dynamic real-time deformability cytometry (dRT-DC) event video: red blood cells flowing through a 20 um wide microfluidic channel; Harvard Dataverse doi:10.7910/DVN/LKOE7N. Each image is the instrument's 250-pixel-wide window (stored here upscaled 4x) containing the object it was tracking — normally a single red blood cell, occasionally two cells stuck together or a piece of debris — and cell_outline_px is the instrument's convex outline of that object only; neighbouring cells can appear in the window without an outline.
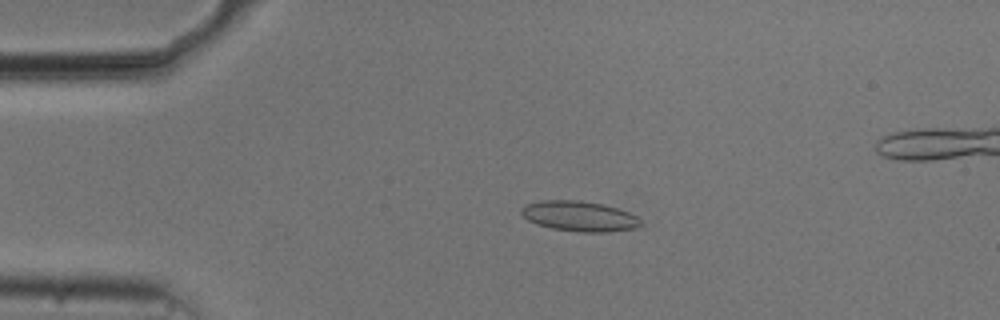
{"species": "common noctule bat (a hibernating species)", "species_latin": "Nyctalus noctula", "temperature_condition": "cold", "stored_images_in_passage": 5, "camera_frame_rate_fps": 3000, "um_per_image_px": 0.085, "animal": {"sex": "male", "body_mass_g": 20.5, "forearm_length_mm": 52.5}, "frame": {"image": 1, "passage_image": 3, "time_ms": 0.667, "image_size_px": [1000, 320], "cell_outline_px": [[644, 224], [636, 228], [608, 232], [580, 232], [552, 228], [536, 224], [528, 220], [520, 212], [520, 208], [524, 204], [544, 200], [580, 200], [600, 204], [616, 208], [628, 212], [636, 216]], "centroid_in_image_um": [49.23, 18.38], "position_along_channel_um": 35.8, "area_um2": 21.04}}